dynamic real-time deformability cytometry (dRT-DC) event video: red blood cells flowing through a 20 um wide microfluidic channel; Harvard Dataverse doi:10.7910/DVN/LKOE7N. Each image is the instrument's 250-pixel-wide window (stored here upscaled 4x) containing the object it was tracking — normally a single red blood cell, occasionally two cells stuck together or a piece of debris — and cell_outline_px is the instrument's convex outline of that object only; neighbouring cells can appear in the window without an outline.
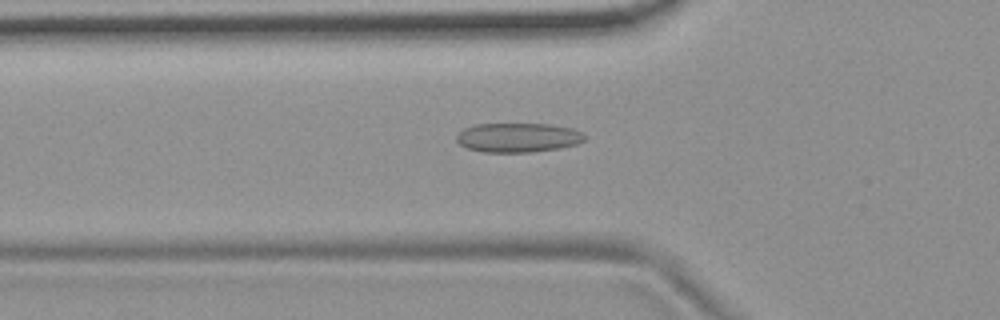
{"species": "common noctule bat (a hibernating species)", "species_latin": "Nyctalus noctula", "temperature_condition": "room temperature", "stored_images_in_passage": 43, "camera_frame_rate_fps": 3000, "um_per_image_px": 0.085, "animal": {"sex": "female", "body_mass_g": 19.9}, "frame": {"image": 1, "passage_image": 7, "time_ms": 2.0, "image_size_px": [1000, 320], "cell_outline_px": [[584, 140], [576, 144], [560, 148], [532, 152], [484, 152], [468, 148], [460, 144], [456, 140], [456, 136], [464, 128], [476, 124], [548, 124], [572, 128], [584, 132]], "centroid_in_image_um": [44.04, 11.69], "position_along_channel_um": 81.8, "area_um2": 21.85}}
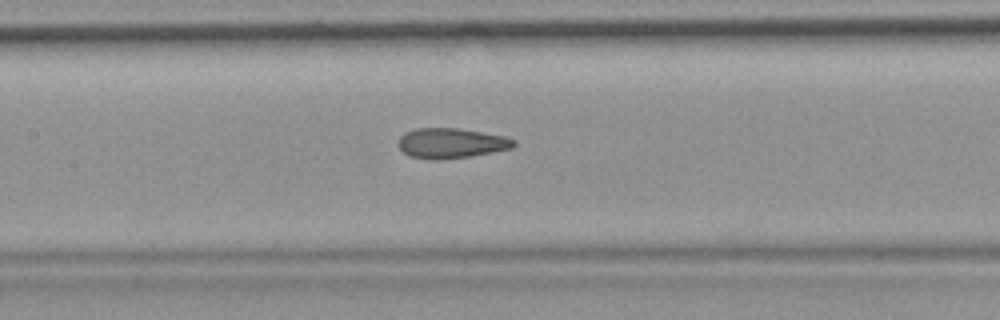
{"frame": {"image": 2, "passage_image": 14, "time_ms": 4.333, "image_size_px": [1000, 320], "cell_outline_px": [[516, 144], [512, 148], [472, 156], [440, 160], [432, 160], [408, 156], [396, 144], [400, 136], [416, 128], [456, 128], [504, 136], [516, 140]], "centroid_in_image_um": [38.33, 12.18], "position_along_channel_um": 169.1, "area_um2": 20.29}}
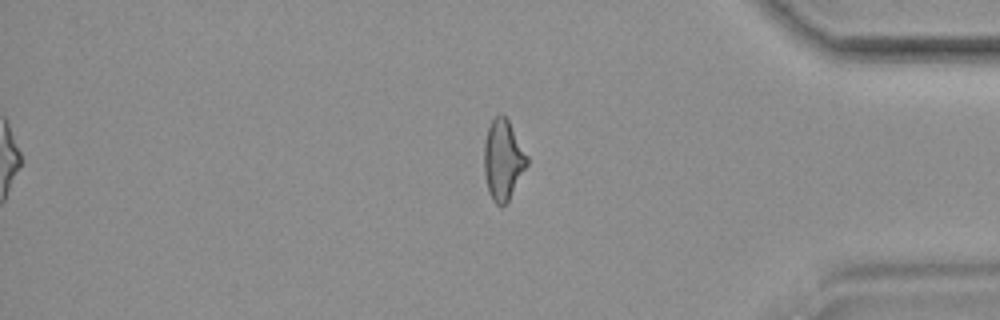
{"frame": {"image": 3, "passage_image": 34, "time_ms": 11.0, "image_size_px": [1000, 320], "cell_outline_px": [[528, 164], [508, 200], [500, 208], [492, 200], [488, 192], [484, 176], [484, 140], [488, 128], [492, 120], [496, 116], [504, 116], [508, 120], [528, 156]], "centroid_in_image_um": [42.74, 13.62], "position_along_channel_um": 392.5, "area_um2": 19.94}, "authors_computed_cell_mechanics": {"area_um2": 20.23, "velocity_mm_per_s": 3.7135, "shape_relaxation_time_tau1_ms": null, "shape_relaxation_time_tau2_ms": 1.6584, "deformation_change_tau1": null, "deformation_change_tau2": 0.0902}}